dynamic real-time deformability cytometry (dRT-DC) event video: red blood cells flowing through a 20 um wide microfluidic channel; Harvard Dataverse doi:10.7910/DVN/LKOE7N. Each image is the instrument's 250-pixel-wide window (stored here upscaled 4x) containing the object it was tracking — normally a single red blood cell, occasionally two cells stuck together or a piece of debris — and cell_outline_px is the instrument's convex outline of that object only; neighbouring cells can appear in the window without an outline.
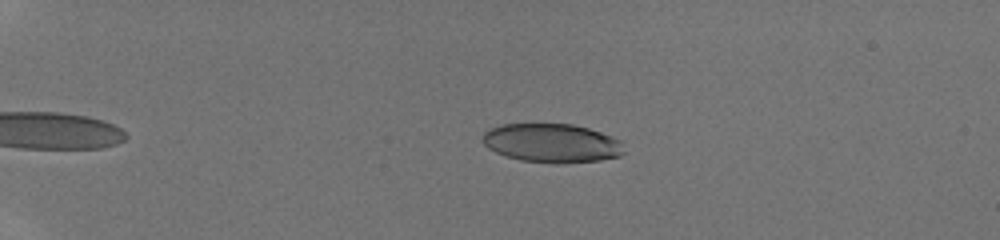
{"species": "human", "species_latin": "Homo sapiens", "temperature_condition": "room temperature", "stored_images_in_passage": 35, "camera_frame_rate_fps": 3000, "um_per_image_px": 0.085, "donor": {"sex": "male"}, "frame": {"image": 1, "passage_image": 1, "time_ms": 0.0, "image_size_px": [1000, 240], "cell_outline_px": [[624, 152], [620, 156], [600, 160], [556, 164], [520, 160], [504, 156], [488, 148], [484, 144], [480, 136], [488, 128], [500, 124], [572, 124], [588, 128], [612, 136], [620, 140]], "centroid_in_image_um": [46.86, 12.16], "position_along_channel_um": 38.1, "area_um2": 32.31}}
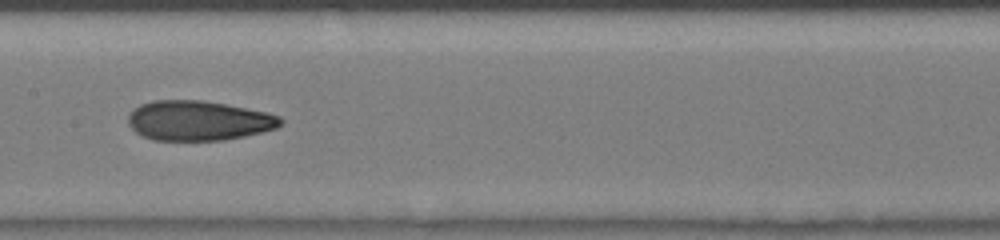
{"frame": {"image": 2, "passage_image": 16, "time_ms": 5.0, "image_size_px": [1000, 240], "cell_outline_px": [[284, 124], [276, 128], [244, 136], [224, 140], [152, 140], [136, 132], [128, 124], [128, 112], [132, 108], [140, 104], [152, 100], [204, 100], [228, 104], [268, 112], [280, 116], [284, 120]], "centroid_in_image_um": [16.87, 10.24], "position_along_channel_um": 190.5, "area_um2": 35.78}}
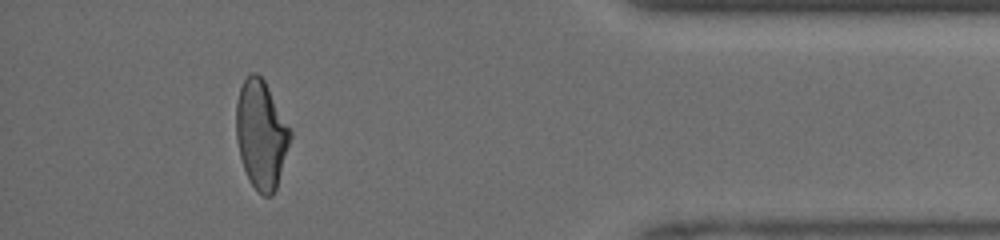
{"frame": {"image": 3, "passage_image": 32, "time_ms": 10.333, "image_size_px": [1000, 240], "cell_outline_px": [[292, 136], [276, 188], [272, 196], [264, 196], [248, 180], [240, 156], [236, 140], [236, 104], [240, 88], [244, 80], [252, 72], [256, 72], [264, 80], [292, 132]], "centroid_in_image_um": [22.19, 11.43], "position_along_channel_um": 413.0, "area_um2": 33.81}}